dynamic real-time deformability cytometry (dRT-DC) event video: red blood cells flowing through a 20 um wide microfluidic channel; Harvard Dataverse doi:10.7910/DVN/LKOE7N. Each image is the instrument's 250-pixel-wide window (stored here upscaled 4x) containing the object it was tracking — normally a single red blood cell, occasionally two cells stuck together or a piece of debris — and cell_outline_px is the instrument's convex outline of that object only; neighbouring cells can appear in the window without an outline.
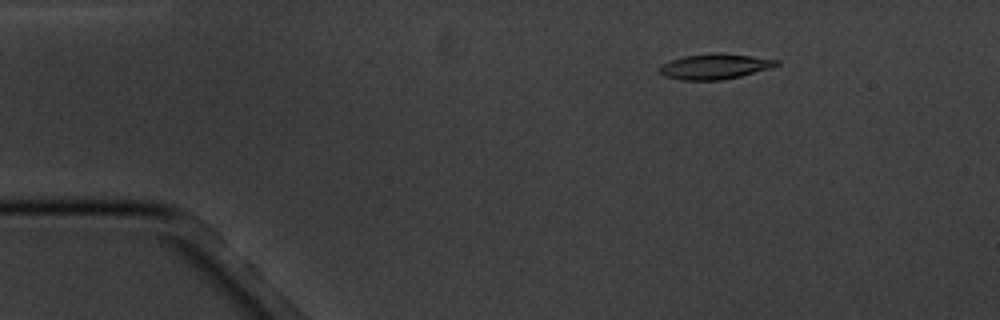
{"species": "common noctule bat (a hibernating species)", "species_latin": "Nyctalus noctula", "temperature_condition": "cold", "stored_images_in_passage": 17, "camera_frame_rate_fps": 3000, "um_per_image_px": 0.085, "animal": {"sex": "male", "body_mass_g": 20.1, "forearm_length_mm": 53.5}, "frame": {"image": 1, "passage_image": 3, "time_ms": 2.333, "image_size_px": [1000, 320], "cell_outline_px": [[780, 64], [772, 68], [740, 76], [720, 80], [680, 80], [664, 76], [656, 68], [672, 60], [684, 56], [712, 52], [720, 52], [752, 56], [780, 60]], "centroid_in_image_um": [60.78, 5.64], "position_along_channel_um": 24.2, "area_um2": 17.46}}
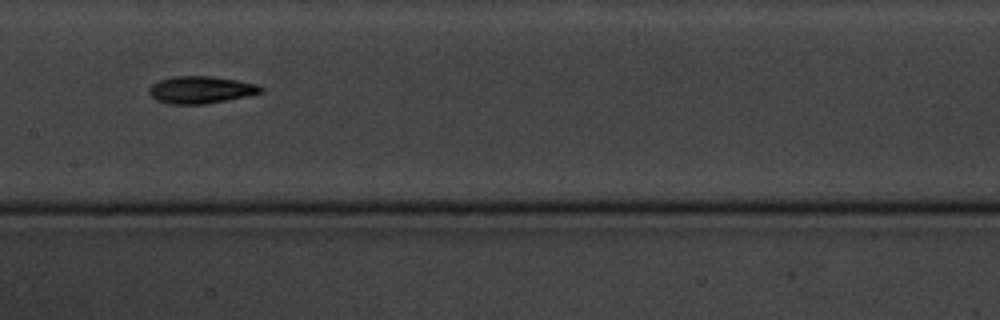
{"frame": {"image": 2, "passage_image": 9, "time_ms": 9.0, "image_size_px": [1000, 320], "cell_outline_px": [[264, 92], [204, 104], [172, 104], [156, 100], [148, 92], [148, 88], [152, 84], [160, 80], [172, 76], [212, 76], [260, 84], [264, 88]], "centroid_in_image_um": [17.07, 7.62], "position_along_channel_um": 190.3, "area_um2": 17.69}}
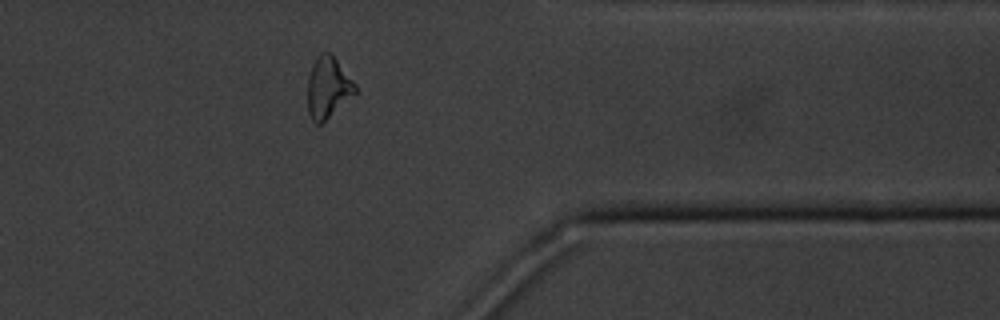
{"frame": {"image": 3, "passage_image": 14, "time_ms": 15.0, "image_size_px": [1000, 320], "cell_outline_px": [[356, 92], [320, 124], [316, 124], [312, 120], [308, 112], [308, 76], [312, 64], [320, 52], [332, 52], [356, 84]], "centroid_in_image_um": [27.86, 7.38], "position_along_channel_um": 383.5, "area_um2": 16.88}, "authors_computed_cell_mechanics": {"area_um2": 17.34, "velocity_mm_per_s": 3.4473, "shape_relaxation_time_tau1_ms": 4.2948, "shape_relaxation_time_tau2_ms": 8.845, "deformation_change_tau1": 0.1295, "deformation_change_tau2": 0.1774}}